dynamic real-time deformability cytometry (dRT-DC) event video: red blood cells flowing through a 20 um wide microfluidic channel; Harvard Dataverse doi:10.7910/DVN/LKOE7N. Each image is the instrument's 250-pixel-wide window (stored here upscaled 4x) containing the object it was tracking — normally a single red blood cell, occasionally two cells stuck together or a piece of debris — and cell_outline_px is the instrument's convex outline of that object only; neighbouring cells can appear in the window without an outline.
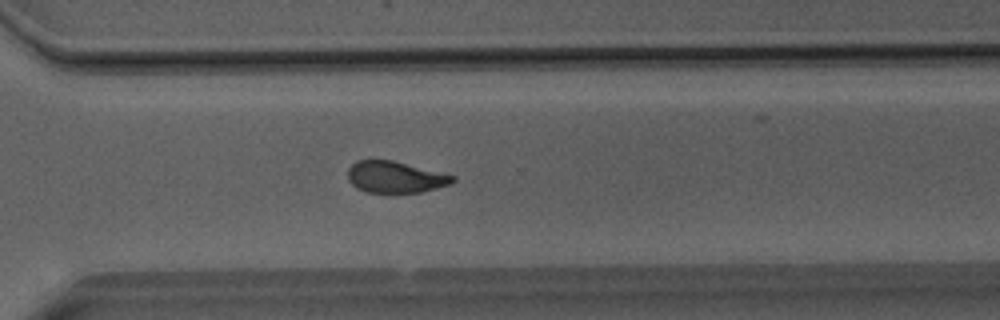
{"species": "Egyptian fruit bat (a non-hibernating species)", "species_latin": "Rousettus aegyptiacus", "temperature_condition": "room temperature", "stored_images_in_passage": 51, "camera_frame_rate_fps": 3000, "um_per_image_px": 0.085, "animal": {"sex": "male"}, "frame": {"image": 1, "passage_image": 37, "time_ms": 12.0, "image_size_px": [1000, 320], "cell_outline_px": [[456, 180], [452, 184], [420, 192], [392, 196], [364, 192], [356, 188], [348, 180], [348, 168], [356, 160], [392, 160], [456, 176]], "centroid_in_image_um": [33.58, 15.1], "position_along_channel_um": 337.0, "area_um2": 20.06}}
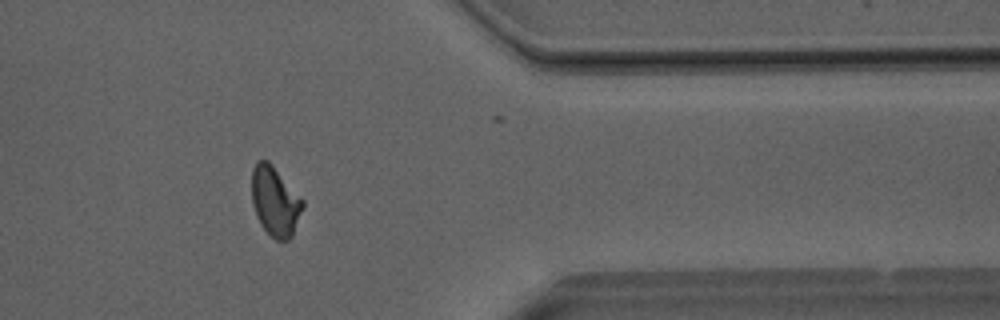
{"frame": {"image": 2, "passage_image": 42, "time_ms": 13.667, "image_size_px": [1000, 320], "cell_outline_px": [[304, 208], [292, 236], [288, 240], [276, 240], [260, 224], [256, 216], [252, 204], [252, 168], [256, 160], [268, 160], [272, 164], [304, 200]], "centroid_in_image_um": [23.39, 17.09], "position_along_channel_um": 388.0, "area_um2": 20.81}}
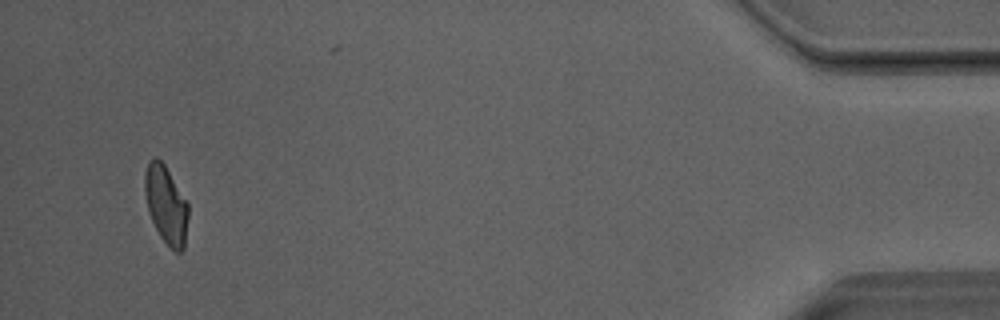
{"frame": {"image": 3, "passage_image": 49, "time_ms": 16.0, "image_size_px": [1000, 320], "cell_outline_px": [[188, 216], [184, 248], [180, 252], [176, 252], [160, 236], [152, 220], [148, 208], [144, 192], [144, 172], [148, 160], [156, 156], [164, 164], [188, 204]], "centroid_in_image_um": [14.09, 17.36], "position_along_channel_um": 421.1, "area_um2": 19.48}, "authors_computed_cell_mechanics": {"area_um2": 20.7502, "velocity_mm_per_s": 4.0515, "shape_relaxation_time_tau1_ms": 10.5208, "shape_relaxation_time_tau2_ms": 1.9111, "deformation_change_tau1": 0.2578, "deformation_change_tau2": 0.074}}